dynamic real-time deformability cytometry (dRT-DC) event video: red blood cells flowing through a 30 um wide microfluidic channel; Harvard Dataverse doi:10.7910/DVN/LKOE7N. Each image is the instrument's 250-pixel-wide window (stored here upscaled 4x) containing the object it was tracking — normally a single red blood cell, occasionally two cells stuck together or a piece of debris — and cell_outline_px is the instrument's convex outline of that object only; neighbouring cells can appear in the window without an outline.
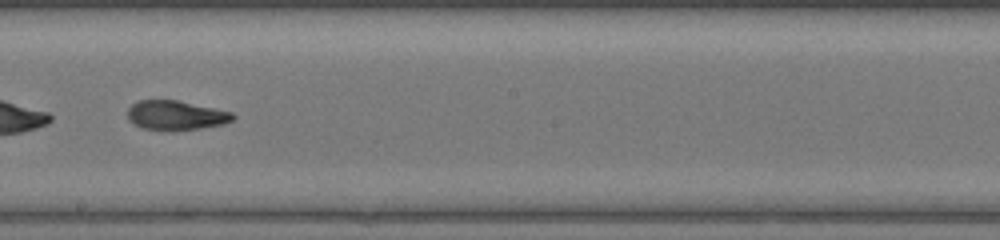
{"species": "common noctule bat (a hibernating species)", "species_latin": "Nyctalus noctula", "temperature_condition": "warm", "stored_images_in_passage": 33, "camera_frame_rate_fps": 3000, "um_per_image_px": 0.085, "animal": {"sex": "female", "body_mass_g": 17.0, "forearm_length_mm": 48.0}, "frame": {"image": 1, "passage_image": 15, "time_ms": 4.667, "image_size_px": [1000, 240], "cell_outline_px": [[236, 116], [232, 120], [224, 124], [200, 128], [172, 132], [144, 128], [128, 120], [128, 108], [132, 104], [140, 100], [176, 100], [232, 112]], "centroid_in_image_um": [14.95, 9.82], "position_along_channel_um": 233.3, "area_um2": 18.09}, "authors_computed_cell_mechanics": {"area_um2": 18.6694, "velocity_mm_per_s": 4.4139, "shape_relaxation_time_tau1_ms": null, "shape_relaxation_time_tau2_ms": 1.3927, "deformation_change_tau1": null, "deformation_change_tau2": 0.0833}}